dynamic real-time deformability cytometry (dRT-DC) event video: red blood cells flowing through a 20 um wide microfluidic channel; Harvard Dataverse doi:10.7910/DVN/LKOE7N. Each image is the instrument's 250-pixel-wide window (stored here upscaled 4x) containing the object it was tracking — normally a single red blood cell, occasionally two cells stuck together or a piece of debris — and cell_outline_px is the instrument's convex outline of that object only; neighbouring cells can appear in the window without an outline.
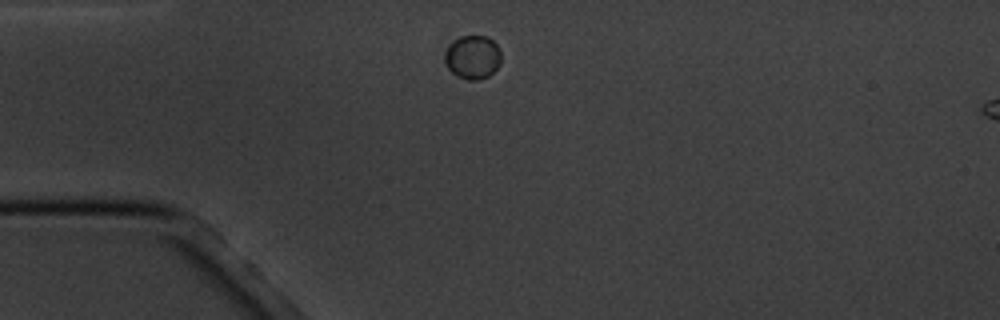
{"species": "common noctule bat (a hibernating species)", "species_latin": "Nyctalus noctula", "temperature_condition": "cold", "stored_images_in_passage": 3, "camera_frame_rate_fps": 3000, "um_per_image_px": 0.085, "animal": {"sex": "male", "body_mass_g": 20.1, "forearm_length_mm": 53.5}, "frame": {"image": 1, "passage_image": 1, "time_ms": 0.0, "image_size_px": [1000, 320], "cell_outline_px": [[500, 64], [488, 76], [480, 80], [468, 80], [456, 76], [448, 68], [444, 60], [444, 56], [448, 48], [460, 36], [488, 36], [496, 44], [500, 52]], "centroid_in_image_um": [40.18, 4.88], "position_along_channel_um": 44.8, "area_um2": 14.16}}
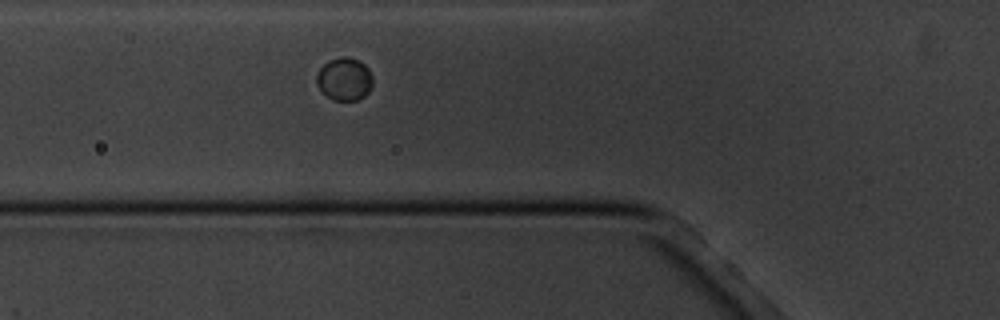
{"frame": {"image": 2, "passage_image": 3, "time_ms": 2.0, "image_size_px": [1000, 320], "cell_outline_px": [[372, 84], [368, 92], [364, 96], [356, 100], [332, 100], [316, 84], [316, 76], [320, 68], [328, 60], [344, 56], [348, 56], [360, 60], [368, 68], [372, 76]], "centroid_in_image_um": [29.28, 6.7], "position_along_channel_um": 96.5, "area_um2": 13.99}}